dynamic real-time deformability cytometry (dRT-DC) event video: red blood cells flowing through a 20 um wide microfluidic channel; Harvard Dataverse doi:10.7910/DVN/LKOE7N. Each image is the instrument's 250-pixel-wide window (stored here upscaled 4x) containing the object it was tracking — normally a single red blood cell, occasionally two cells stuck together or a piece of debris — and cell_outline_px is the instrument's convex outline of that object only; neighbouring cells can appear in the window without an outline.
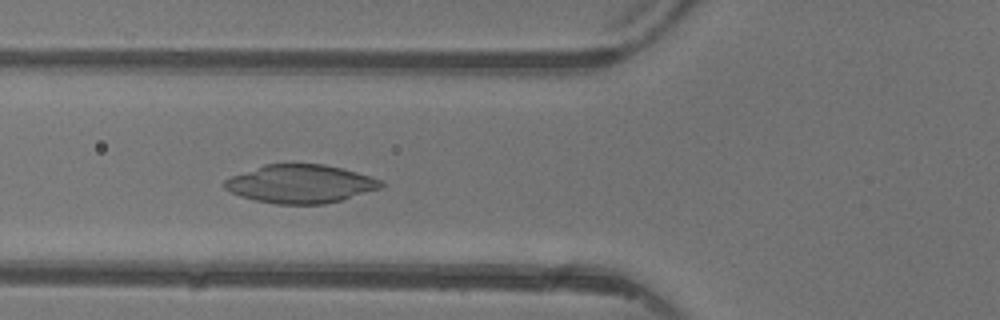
{"species": "common noctule bat (a hibernating species)", "species_latin": "Nyctalus noctula", "temperature_condition": "warm", "stored_images_in_passage": 5, "camera_frame_rate_fps": 3000, "um_per_image_px": 0.085, "animal": {"sex": "female"}, "frame": {"image": 1, "passage_image": 5, "time_ms": 4.667, "image_size_px": [1000, 320], "cell_outline_px": [[384, 184], [380, 188], [344, 200], [324, 204], [276, 204], [256, 200], [240, 196], [224, 188], [224, 180], [232, 176], [264, 164], [324, 164], [372, 176], [380, 180]], "centroid_in_image_um": [25.55, 15.63], "position_along_channel_um": 100.2, "area_um2": 34.85}}